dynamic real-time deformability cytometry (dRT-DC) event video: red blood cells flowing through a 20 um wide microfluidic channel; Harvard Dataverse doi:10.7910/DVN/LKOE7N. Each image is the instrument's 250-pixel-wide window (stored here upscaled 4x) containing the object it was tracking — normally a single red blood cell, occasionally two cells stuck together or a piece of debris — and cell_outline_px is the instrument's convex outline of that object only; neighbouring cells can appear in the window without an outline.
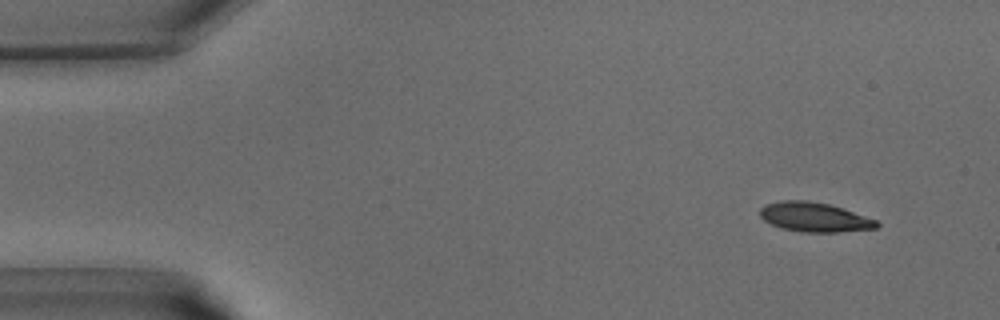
{"species": "common noctule bat (a hibernating species)", "species_latin": "Nyctalus noctula", "temperature_condition": "warm", "stored_images_in_passage": 39, "camera_frame_rate_fps": 3000, "um_per_image_px": 0.085, "animal": {"sex": "male", "body_mass_g": 15.6}, "frame": {"image": 1, "passage_image": 3, "time_ms": 0.667, "image_size_px": [1000, 320], "cell_outline_px": [[880, 224], [876, 228], [840, 232], [800, 232], [780, 228], [764, 220], [760, 216], [760, 208], [764, 204], [780, 200], [808, 200], [828, 204], [876, 220]], "centroid_in_image_um": [69.17, 18.46], "position_along_channel_um": 15.8, "area_um2": 19.94}}
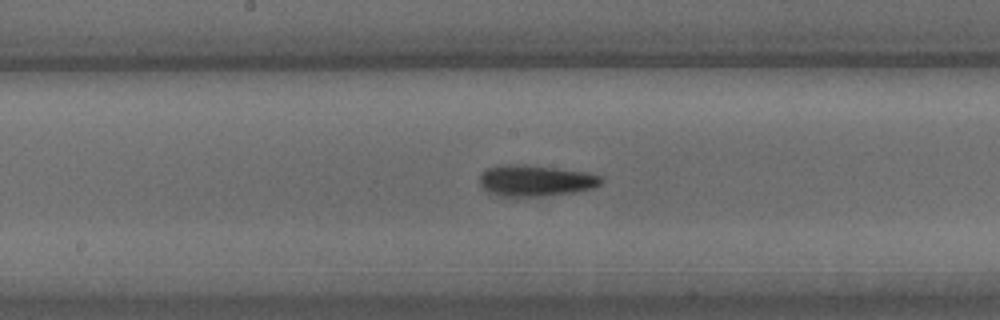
{"frame": {"image": 2, "passage_image": 20, "time_ms": 6.333, "image_size_px": [1000, 320], "cell_outline_px": [[604, 180], [600, 184], [592, 188], [576, 192], [516, 200], [500, 196], [488, 192], [480, 184], [480, 172], [484, 168], [500, 164], [528, 164], [588, 172], [600, 176]], "centroid_in_image_um": [45.46, 15.37], "position_along_channel_um": 202.7, "area_um2": 23.18}}
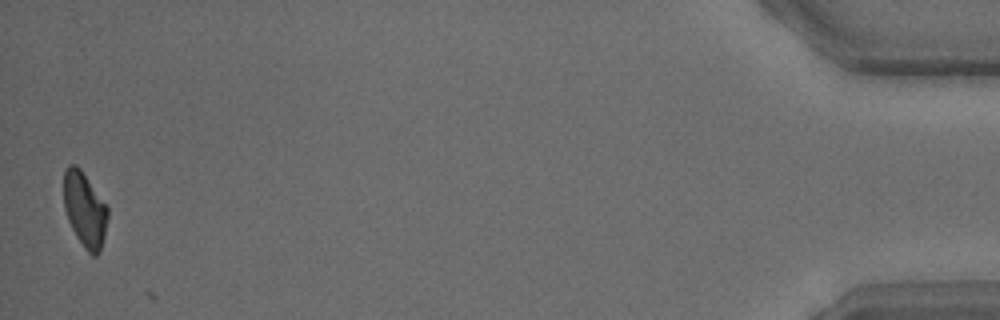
{"frame": {"image": 3, "passage_image": 39, "time_ms": 12.667, "image_size_px": [1000, 320], "cell_outline_px": [[108, 216], [104, 236], [100, 252], [96, 256], [92, 256], [84, 248], [76, 236], [68, 220], [64, 208], [64, 172], [68, 164], [76, 164], [80, 168], [108, 208]], "centroid_in_image_um": [7.19, 17.82], "position_along_channel_um": 428.0, "area_um2": 19.07}}